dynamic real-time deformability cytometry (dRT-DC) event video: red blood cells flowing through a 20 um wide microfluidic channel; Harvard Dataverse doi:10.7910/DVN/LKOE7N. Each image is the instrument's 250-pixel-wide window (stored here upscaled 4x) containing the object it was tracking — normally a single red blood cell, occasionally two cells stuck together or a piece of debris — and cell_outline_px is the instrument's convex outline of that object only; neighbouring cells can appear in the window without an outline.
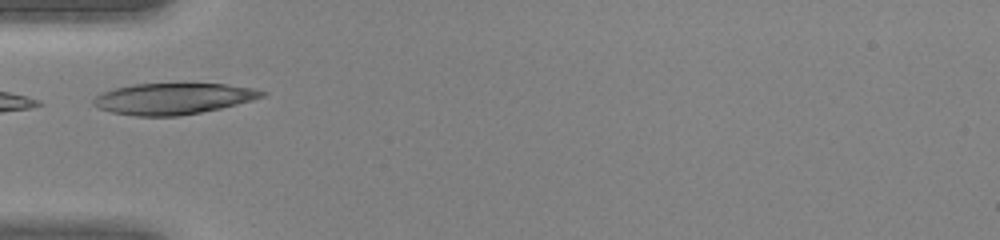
{"species": "human", "species_latin": "Homo sapiens", "temperature_condition": "warm", "stored_images_in_passage": 10, "camera_frame_rate_fps": 3000, "um_per_image_px": 0.085, "donor": {"sex": "female"}, "frame": {"image": 1, "passage_image": 1, "time_ms": 0.0, "image_size_px": [1000, 240], "cell_outline_px": [[268, 92], [264, 96], [252, 100], [220, 108], [180, 116], [136, 116], [112, 112], [100, 108], [92, 104], [92, 100], [96, 96], [104, 92], [116, 88], [136, 84], [224, 84], [252, 88]], "centroid_in_image_um": [14.72, 8.39], "position_along_channel_um": 70.3, "area_um2": 30.23}}
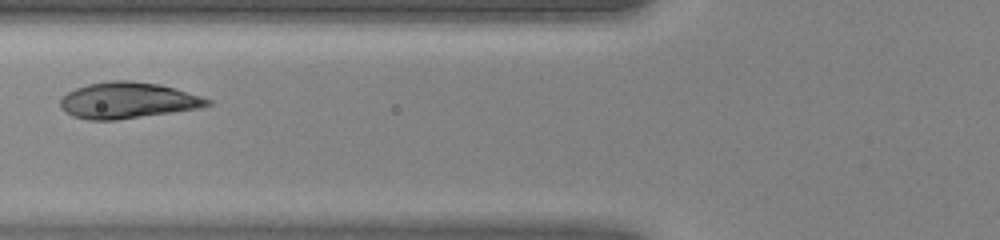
{"frame": {"image": 2, "passage_image": 4, "time_ms": 1.0, "image_size_px": [1000, 240], "cell_outline_px": [[212, 104], [200, 108], [116, 120], [88, 120], [72, 116], [60, 104], [60, 100], [68, 92], [76, 88], [88, 84], [112, 80], [132, 80], [160, 84], [200, 96], [212, 100]], "centroid_in_image_um": [10.87, 8.53], "position_along_channel_um": 114.9, "area_um2": 30.75}}